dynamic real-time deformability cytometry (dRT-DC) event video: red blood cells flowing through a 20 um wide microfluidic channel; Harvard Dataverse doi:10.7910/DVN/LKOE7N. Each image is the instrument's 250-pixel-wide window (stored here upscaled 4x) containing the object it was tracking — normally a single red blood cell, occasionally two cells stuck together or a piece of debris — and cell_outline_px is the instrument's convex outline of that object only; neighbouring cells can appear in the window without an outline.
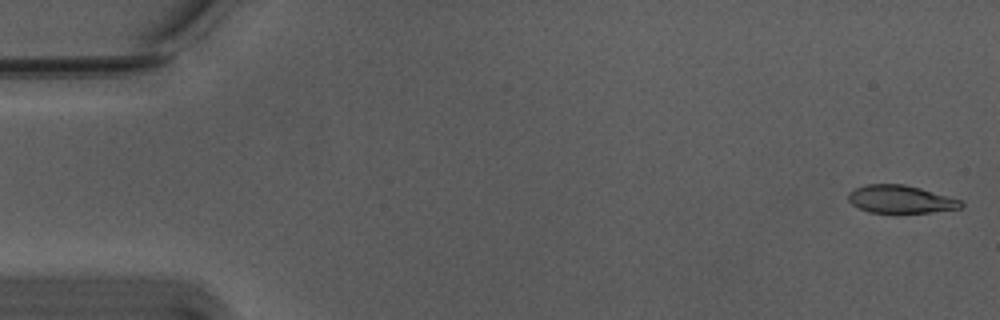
{"species": "Egyptian fruit bat (a non-hibernating species)", "species_latin": "Rousettus aegyptiacus", "temperature_condition": "warm", "stored_images_in_passage": 15, "camera_frame_rate_fps": 3000, "um_per_image_px": 0.085, "animal": {"sex": "male"}, "frame": {"image": 1, "passage_image": 1, "time_ms": 0.0, "image_size_px": [1000, 320], "cell_outline_px": [[964, 204], [960, 208], [932, 212], [872, 212], [860, 208], [852, 204], [848, 200], [848, 192], [856, 188], [868, 184], [904, 184], [920, 188], [964, 200]], "centroid_in_image_um": [76.59, 16.92], "position_along_channel_um": 8.4, "area_um2": 18.15}}
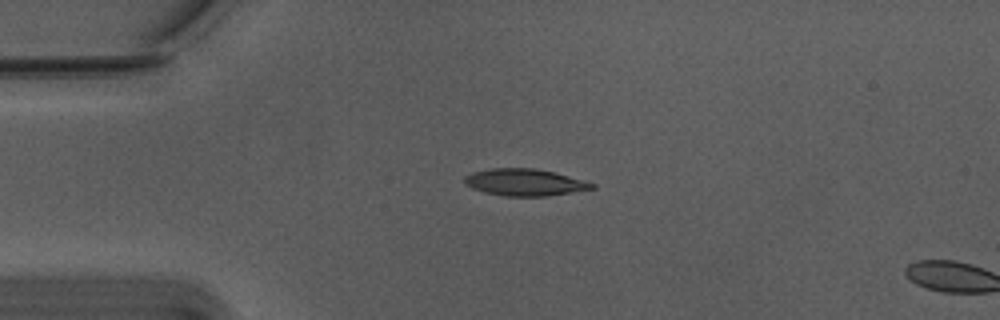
{"frame": {"image": 2, "passage_image": 13, "time_ms": 4.0, "image_size_px": [1000, 320], "cell_outline_px": [[596, 188], [544, 196], [504, 196], [484, 192], [472, 188], [464, 184], [464, 176], [472, 172], [492, 168], [532, 168], [552, 172], [584, 180], [596, 184]], "centroid_in_image_um": [44.56, 15.5], "position_along_channel_um": 40.4, "area_um2": 19.83}}